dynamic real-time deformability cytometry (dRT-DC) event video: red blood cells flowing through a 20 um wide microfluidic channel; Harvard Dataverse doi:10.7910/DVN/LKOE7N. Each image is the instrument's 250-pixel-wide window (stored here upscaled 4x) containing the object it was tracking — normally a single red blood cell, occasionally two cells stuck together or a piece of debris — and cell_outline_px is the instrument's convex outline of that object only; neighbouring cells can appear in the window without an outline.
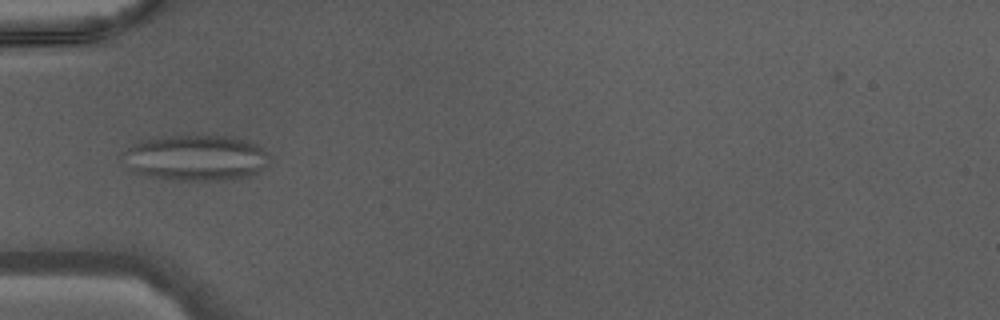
{"species": "Egyptian fruit bat (a non-hibernating species)", "species_latin": "Rousettus aegyptiacus", "temperature_condition": "warm", "stored_images_in_passage": 32, "camera_frame_rate_fps": 3000, "um_per_image_px": 0.085, "animal": {"sex": "male"}, "frame": {"image": 1, "passage_image": 2, "time_ms": 0.333, "image_size_px": [1000, 320], "cell_outline_px": [[268, 164], [264, 168], [252, 176], [240, 180], [176, 180], [144, 176], [132, 172], [120, 164], [120, 152], [140, 140], [160, 136], [224, 136], [244, 140], [260, 144], [268, 156]], "centroid_in_image_um": [16.56, 13.44], "position_along_channel_um": 68.4, "area_um2": 40.23}}
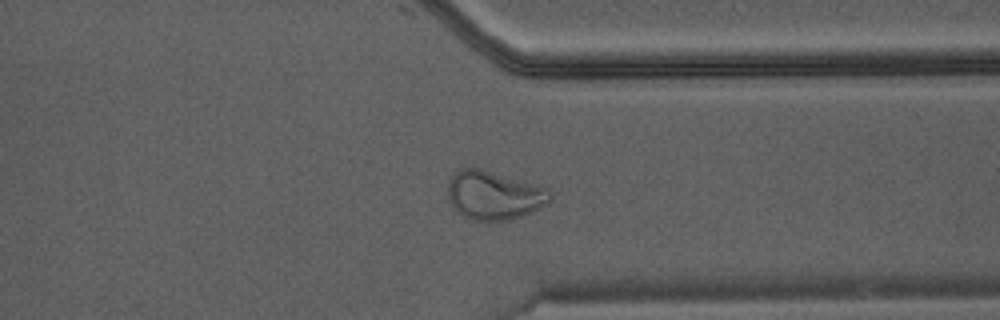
{"frame": {"image": 2, "passage_image": 22, "time_ms": 7.0, "image_size_px": [1000, 320], "cell_outline_px": [[552, 200], [548, 204], [532, 212], [508, 220], [476, 220], [464, 216], [448, 200], [448, 180], [460, 168], [480, 168], [548, 188], [552, 192]], "centroid_in_image_um": [42.02, 16.59], "position_along_channel_um": 369.4, "area_um2": 28.84}}
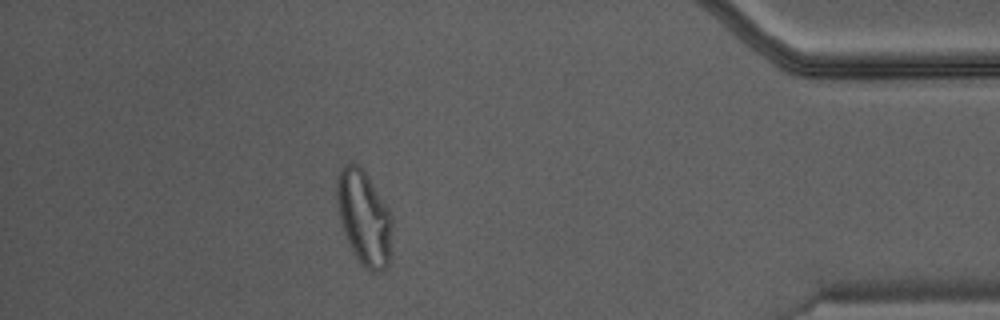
{"frame": {"image": 3, "passage_image": 27, "time_ms": 8.667, "image_size_px": [1000, 320], "cell_outline_px": [[392, 224], [388, 268], [380, 272], [372, 272], [364, 268], [360, 264], [352, 252], [344, 232], [340, 220], [336, 200], [336, 180], [340, 168], [344, 164], [352, 160], [368, 176], [388, 212], [392, 220]], "centroid_in_image_um": [30.9, 18.53], "position_along_channel_um": 404.3, "area_um2": 30.35}}